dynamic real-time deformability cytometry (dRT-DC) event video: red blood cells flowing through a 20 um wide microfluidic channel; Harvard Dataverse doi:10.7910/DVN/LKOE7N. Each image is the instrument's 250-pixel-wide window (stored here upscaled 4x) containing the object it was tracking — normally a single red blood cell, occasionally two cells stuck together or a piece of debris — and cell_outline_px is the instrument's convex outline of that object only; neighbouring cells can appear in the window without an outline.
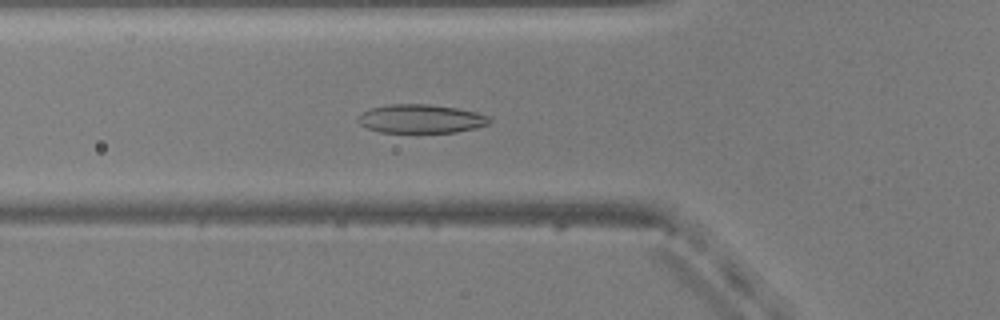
{"species": "common noctule bat (a hibernating species)", "species_latin": "Nyctalus noctula", "temperature_condition": "warm", "stored_images_in_passage": 45, "camera_frame_rate_fps": 3000, "um_per_image_px": 0.085, "animal": {"sex": "male", "body_mass_g": 20.5, "forearm_length_mm": 52.5}, "frame": {"image": 1, "passage_image": 18, "time_ms": 5.667, "image_size_px": [1000, 320], "cell_outline_px": [[492, 120], [488, 124], [476, 128], [456, 132], [380, 132], [368, 128], [360, 124], [356, 120], [360, 112], [372, 108], [392, 104], [428, 104], [456, 108], [476, 112], [488, 116]], "centroid_in_image_um": [35.76, 10.09], "position_along_channel_um": 90.0, "area_um2": 21.91}}
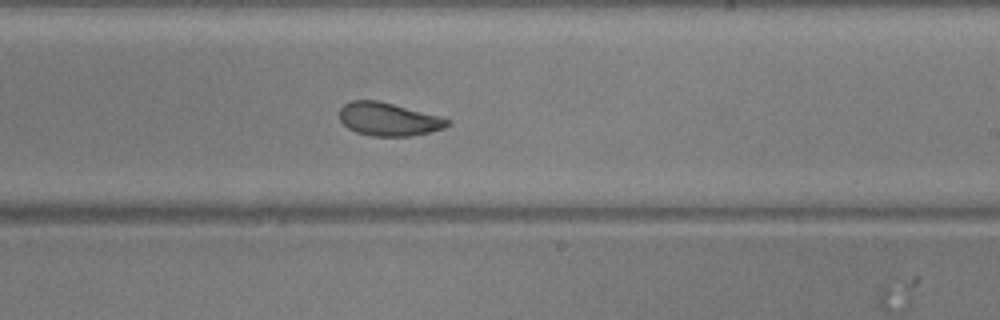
{"frame": {"image": 2, "passage_image": 31, "time_ms": 10.0, "image_size_px": [1000, 320], "cell_outline_px": [[452, 124], [444, 128], [412, 136], [372, 136], [356, 132], [348, 128], [340, 120], [340, 108], [344, 104], [352, 100], [376, 100], [440, 116], [452, 120]], "centroid_in_image_um": [33.04, 10.14], "position_along_channel_um": 256.0, "area_um2": 20.81}}
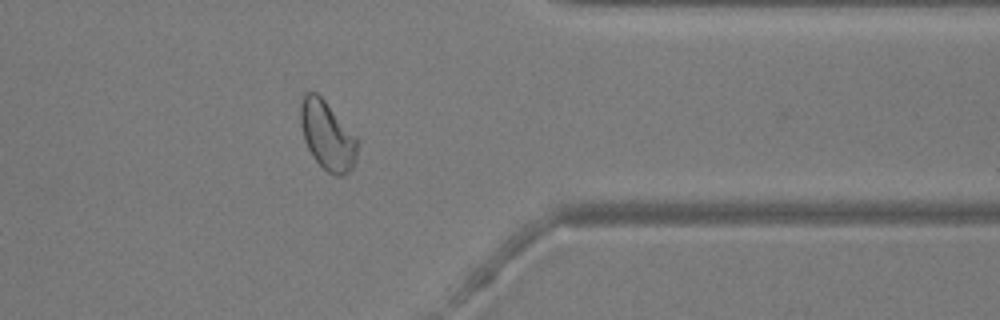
{"frame": {"image": 3, "passage_image": 42, "time_ms": 13.667, "image_size_px": [1000, 320], "cell_outline_px": [[360, 140], [356, 160], [352, 168], [344, 176], [336, 176], [328, 172], [312, 156], [304, 140], [300, 124], [300, 104], [304, 92], [316, 92], [324, 100]], "centroid_in_image_um": [27.84, 11.52], "position_along_channel_um": 383.6, "area_um2": 23.0}, "authors_computed_cell_mechanics": {"area_um2": 22.7732, "velocity_mm_per_s": 3.8235, "shape_relaxation_time_tau1_ms": 3.3294, "shape_relaxation_time_tau2_ms": 2.362, "deformation_change_tau1": 0.134, "deformation_change_tau2": 0.0477}}